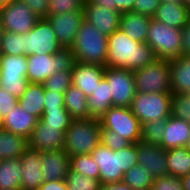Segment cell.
Returning <instances> with one entry per match:
<instances>
[{"label": "cell", "mask_w": 190, "mask_h": 190, "mask_svg": "<svg viewBox=\"0 0 190 190\" xmlns=\"http://www.w3.org/2000/svg\"><path fill=\"white\" fill-rule=\"evenodd\" d=\"M153 18L133 11L122 12L119 29L140 43H146L149 26Z\"/></svg>", "instance_id": "7402d4cb"}, {"label": "cell", "mask_w": 190, "mask_h": 190, "mask_svg": "<svg viewBox=\"0 0 190 190\" xmlns=\"http://www.w3.org/2000/svg\"><path fill=\"white\" fill-rule=\"evenodd\" d=\"M28 84L27 76H0V87L17 98L25 92Z\"/></svg>", "instance_id": "74e56055"}, {"label": "cell", "mask_w": 190, "mask_h": 190, "mask_svg": "<svg viewBox=\"0 0 190 190\" xmlns=\"http://www.w3.org/2000/svg\"><path fill=\"white\" fill-rule=\"evenodd\" d=\"M11 1H13V0H0V8L3 7V6H6Z\"/></svg>", "instance_id": "9f6ffc18"}, {"label": "cell", "mask_w": 190, "mask_h": 190, "mask_svg": "<svg viewBox=\"0 0 190 190\" xmlns=\"http://www.w3.org/2000/svg\"><path fill=\"white\" fill-rule=\"evenodd\" d=\"M169 175L183 177L190 173V150L188 147H178L166 150Z\"/></svg>", "instance_id": "f546056e"}, {"label": "cell", "mask_w": 190, "mask_h": 190, "mask_svg": "<svg viewBox=\"0 0 190 190\" xmlns=\"http://www.w3.org/2000/svg\"><path fill=\"white\" fill-rule=\"evenodd\" d=\"M84 20L95 26L106 36H110L120 27L121 13L106 8L103 5H90L88 2L82 6Z\"/></svg>", "instance_id": "2e32d148"}, {"label": "cell", "mask_w": 190, "mask_h": 190, "mask_svg": "<svg viewBox=\"0 0 190 190\" xmlns=\"http://www.w3.org/2000/svg\"><path fill=\"white\" fill-rule=\"evenodd\" d=\"M154 177L144 165L132 166L125 174L123 182L133 190H151Z\"/></svg>", "instance_id": "4dcf8cb0"}, {"label": "cell", "mask_w": 190, "mask_h": 190, "mask_svg": "<svg viewBox=\"0 0 190 190\" xmlns=\"http://www.w3.org/2000/svg\"><path fill=\"white\" fill-rule=\"evenodd\" d=\"M44 94L43 83H29L25 92L18 98V103L22 109L40 119L44 113Z\"/></svg>", "instance_id": "484cf974"}, {"label": "cell", "mask_w": 190, "mask_h": 190, "mask_svg": "<svg viewBox=\"0 0 190 190\" xmlns=\"http://www.w3.org/2000/svg\"><path fill=\"white\" fill-rule=\"evenodd\" d=\"M39 118L22 109L19 103L2 119L1 127L28 139L37 126Z\"/></svg>", "instance_id": "d6986e66"}, {"label": "cell", "mask_w": 190, "mask_h": 190, "mask_svg": "<svg viewBox=\"0 0 190 190\" xmlns=\"http://www.w3.org/2000/svg\"><path fill=\"white\" fill-rule=\"evenodd\" d=\"M160 2H170L174 4H185V0H160Z\"/></svg>", "instance_id": "11a10c76"}, {"label": "cell", "mask_w": 190, "mask_h": 190, "mask_svg": "<svg viewBox=\"0 0 190 190\" xmlns=\"http://www.w3.org/2000/svg\"><path fill=\"white\" fill-rule=\"evenodd\" d=\"M151 190H184L181 177L166 175L154 178Z\"/></svg>", "instance_id": "7bdbcfd3"}, {"label": "cell", "mask_w": 190, "mask_h": 190, "mask_svg": "<svg viewBox=\"0 0 190 190\" xmlns=\"http://www.w3.org/2000/svg\"><path fill=\"white\" fill-rule=\"evenodd\" d=\"M159 5L160 0H135L133 12L153 18Z\"/></svg>", "instance_id": "f6af8a7d"}, {"label": "cell", "mask_w": 190, "mask_h": 190, "mask_svg": "<svg viewBox=\"0 0 190 190\" xmlns=\"http://www.w3.org/2000/svg\"><path fill=\"white\" fill-rule=\"evenodd\" d=\"M190 140V124L172 115L166 119V126L160 146L165 150L186 147Z\"/></svg>", "instance_id": "44dd1931"}, {"label": "cell", "mask_w": 190, "mask_h": 190, "mask_svg": "<svg viewBox=\"0 0 190 190\" xmlns=\"http://www.w3.org/2000/svg\"><path fill=\"white\" fill-rule=\"evenodd\" d=\"M64 105L72 119L91 118L88 110V97L74 85H71L64 93Z\"/></svg>", "instance_id": "83f0119b"}, {"label": "cell", "mask_w": 190, "mask_h": 190, "mask_svg": "<svg viewBox=\"0 0 190 190\" xmlns=\"http://www.w3.org/2000/svg\"><path fill=\"white\" fill-rule=\"evenodd\" d=\"M136 90L143 93L171 92L169 60L157 59L133 71Z\"/></svg>", "instance_id": "ba28073f"}, {"label": "cell", "mask_w": 190, "mask_h": 190, "mask_svg": "<svg viewBox=\"0 0 190 190\" xmlns=\"http://www.w3.org/2000/svg\"><path fill=\"white\" fill-rule=\"evenodd\" d=\"M101 129L111 130L131 143L141 140L142 125L130 107L112 106L101 118Z\"/></svg>", "instance_id": "9c48e42d"}, {"label": "cell", "mask_w": 190, "mask_h": 190, "mask_svg": "<svg viewBox=\"0 0 190 190\" xmlns=\"http://www.w3.org/2000/svg\"><path fill=\"white\" fill-rule=\"evenodd\" d=\"M101 143L113 151L125 148L131 144L129 140L111 130L101 129Z\"/></svg>", "instance_id": "b9f144b4"}, {"label": "cell", "mask_w": 190, "mask_h": 190, "mask_svg": "<svg viewBox=\"0 0 190 190\" xmlns=\"http://www.w3.org/2000/svg\"><path fill=\"white\" fill-rule=\"evenodd\" d=\"M90 154L100 168L102 185L123 182L124 174L138 164L137 143L115 151L100 143Z\"/></svg>", "instance_id": "7a4b0ae2"}, {"label": "cell", "mask_w": 190, "mask_h": 190, "mask_svg": "<svg viewBox=\"0 0 190 190\" xmlns=\"http://www.w3.org/2000/svg\"><path fill=\"white\" fill-rule=\"evenodd\" d=\"M45 181L65 180L70 170V157L64 150L41 152Z\"/></svg>", "instance_id": "ffe728a7"}, {"label": "cell", "mask_w": 190, "mask_h": 190, "mask_svg": "<svg viewBox=\"0 0 190 190\" xmlns=\"http://www.w3.org/2000/svg\"><path fill=\"white\" fill-rule=\"evenodd\" d=\"M113 106L109 83L103 78L88 97V110L91 118H101Z\"/></svg>", "instance_id": "d4e9b609"}, {"label": "cell", "mask_w": 190, "mask_h": 190, "mask_svg": "<svg viewBox=\"0 0 190 190\" xmlns=\"http://www.w3.org/2000/svg\"><path fill=\"white\" fill-rule=\"evenodd\" d=\"M101 143L99 119H73L65 132L64 151L71 156L90 154Z\"/></svg>", "instance_id": "277c9868"}, {"label": "cell", "mask_w": 190, "mask_h": 190, "mask_svg": "<svg viewBox=\"0 0 190 190\" xmlns=\"http://www.w3.org/2000/svg\"><path fill=\"white\" fill-rule=\"evenodd\" d=\"M3 32H4V29H3V26L1 24V19H0V43H1Z\"/></svg>", "instance_id": "6f0895ef"}, {"label": "cell", "mask_w": 190, "mask_h": 190, "mask_svg": "<svg viewBox=\"0 0 190 190\" xmlns=\"http://www.w3.org/2000/svg\"><path fill=\"white\" fill-rule=\"evenodd\" d=\"M135 0H113V10L120 13L133 11Z\"/></svg>", "instance_id": "681fc988"}, {"label": "cell", "mask_w": 190, "mask_h": 190, "mask_svg": "<svg viewBox=\"0 0 190 190\" xmlns=\"http://www.w3.org/2000/svg\"><path fill=\"white\" fill-rule=\"evenodd\" d=\"M40 120L48 126L59 127L64 133L73 120L66 109L44 110Z\"/></svg>", "instance_id": "8d00e7d4"}, {"label": "cell", "mask_w": 190, "mask_h": 190, "mask_svg": "<svg viewBox=\"0 0 190 190\" xmlns=\"http://www.w3.org/2000/svg\"><path fill=\"white\" fill-rule=\"evenodd\" d=\"M25 55L55 54L62 46L46 18H41L34 28L24 33Z\"/></svg>", "instance_id": "8fae6325"}, {"label": "cell", "mask_w": 190, "mask_h": 190, "mask_svg": "<svg viewBox=\"0 0 190 190\" xmlns=\"http://www.w3.org/2000/svg\"><path fill=\"white\" fill-rule=\"evenodd\" d=\"M88 3L90 5H103L113 10V0H89Z\"/></svg>", "instance_id": "f5cc1de1"}, {"label": "cell", "mask_w": 190, "mask_h": 190, "mask_svg": "<svg viewBox=\"0 0 190 190\" xmlns=\"http://www.w3.org/2000/svg\"><path fill=\"white\" fill-rule=\"evenodd\" d=\"M137 161L154 177L169 175L166 150L158 144L137 143Z\"/></svg>", "instance_id": "e0dca14e"}, {"label": "cell", "mask_w": 190, "mask_h": 190, "mask_svg": "<svg viewBox=\"0 0 190 190\" xmlns=\"http://www.w3.org/2000/svg\"><path fill=\"white\" fill-rule=\"evenodd\" d=\"M104 78L109 83L113 106L130 107L137 92L133 71L106 66Z\"/></svg>", "instance_id": "30bf717a"}, {"label": "cell", "mask_w": 190, "mask_h": 190, "mask_svg": "<svg viewBox=\"0 0 190 190\" xmlns=\"http://www.w3.org/2000/svg\"><path fill=\"white\" fill-rule=\"evenodd\" d=\"M171 115L190 124V98L184 94H172Z\"/></svg>", "instance_id": "ab89813d"}, {"label": "cell", "mask_w": 190, "mask_h": 190, "mask_svg": "<svg viewBox=\"0 0 190 190\" xmlns=\"http://www.w3.org/2000/svg\"><path fill=\"white\" fill-rule=\"evenodd\" d=\"M100 190H133V189L124 182H118L114 184L101 185Z\"/></svg>", "instance_id": "816d5d0a"}, {"label": "cell", "mask_w": 190, "mask_h": 190, "mask_svg": "<svg viewBox=\"0 0 190 190\" xmlns=\"http://www.w3.org/2000/svg\"><path fill=\"white\" fill-rule=\"evenodd\" d=\"M38 190H68L65 180L45 181Z\"/></svg>", "instance_id": "f907efd6"}, {"label": "cell", "mask_w": 190, "mask_h": 190, "mask_svg": "<svg viewBox=\"0 0 190 190\" xmlns=\"http://www.w3.org/2000/svg\"><path fill=\"white\" fill-rule=\"evenodd\" d=\"M19 159L0 160V190H22Z\"/></svg>", "instance_id": "f1b7e54d"}, {"label": "cell", "mask_w": 190, "mask_h": 190, "mask_svg": "<svg viewBox=\"0 0 190 190\" xmlns=\"http://www.w3.org/2000/svg\"><path fill=\"white\" fill-rule=\"evenodd\" d=\"M65 133L59 127L48 126L40 119L28 140V147L39 152L64 149Z\"/></svg>", "instance_id": "9a60e30c"}, {"label": "cell", "mask_w": 190, "mask_h": 190, "mask_svg": "<svg viewBox=\"0 0 190 190\" xmlns=\"http://www.w3.org/2000/svg\"><path fill=\"white\" fill-rule=\"evenodd\" d=\"M24 2L31 8V11L39 18H46L48 15L49 0H18Z\"/></svg>", "instance_id": "7dc6e473"}, {"label": "cell", "mask_w": 190, "mask_h": 190, "mask_svg": "<svg viewBox=\"0 0 190 190\" xmlns=\"http://www.w3.org/2000/svg\"><path fill=\"white\" fill-rule=\"evenodd\" d=\"M170 86L172 94H184L190 91V57L181 55L169 61Z\"/></svg>", "instance_id": "cb8c5ba5"}, {"label": "cell", "mask_w": 190, "mask_h": 190, "mask_svg": "<svg viewBox=\"0 0 190 190\" xmlns=\"http://www.w3.org/2000/svg\"><path fill=\"white\" fill-rule=\"evenodd\" d=\"M70 169L76 173L99 180L100 168L91 154L71 156Z\"/></svg>", "instance_id": "d6a6232c"}, {"label": "cell", "mask_w": 190, "mask_h": 190, "mask_svg": "<svg viewBox=\"0 0 190 190\" xmlns=\"http://www.w3.org/2000/svg\"><path fill=\"white\" fill-rule=\"evenodd\" d=\"M165 126L166 119L153 120L143 124L140 142L160 145L162 142Z\"/></svg>", "instance_id": "e575fe53"}, {"label": "cell", "mask_w": 190, "mask_h": 190, "mask_svg": "<svg viewBox=\"0 0 190 190\" xmlns=\"http://www.w3.org/2000/svg\"><path fill=\"white\" fill-rule=\"evenodd\" d=\"M65 182L68 190H100V180L76 173L71 169L66 175Z\"/></svg>", "instance_id": "d590c367"}, {"label": "cell", "mask_w": 190, "mask_h": 190, "mask_svg": "<svg viewBox=\"0 0 190 190\" xmlns=\"http://www.w3.org/2000/svg\"><path fill=\"white\" fill-rule=\"evenodd\" d=\"M19 160L22 190H38L45 182L41 152L28 147Z\"/></svg>", "instance_id": "5bb4252c"}, {"label": "cell", "mask_w": 190, "mask_h": 190, "mask_svg": "<svg viewBox=\"0 0 190 190\" xmlns=\"http://www.w3.org/2000/svg\"><path fill=\"white\" fill-rule=\"evenodd\" d=\"M82 6L87 3L89 0H77Z\"/></svg>", "instance_id": "680465c9"}, {"label": "cell", "mask_w": 190, "mask_h": 190, "mask_svg": "<svg viewBox=\"0 0 190 190\" xmlns=\"http://www.w3.org/2000/svg\"><path fill=\"white\" fill-rule=\"evenodd\" d=\"M171 104V92H136L130 109L143 125L153 120L169 118L171 116Z\"/></svg>", "instance_id": "52a82bcc"}, {"label": "cell", "mask_w": 190, "mask_h": 190, "mask_svg": "<svg viewBox=\"0 0 190 190\" xmlns=\"http://www.w3.org/2000/svg\"><path fill=\"white\" fill-rule=\"evenodd\" d=\"M108 36L95 26L83 21L74 44L71 46L75 61L81 63L107 65Z\"/></svg>", "instance_id": "3957f363"}, {"label": "cell", "mask_w": 190, "mask_h": 190, "mask_svg": "<svg viewBox=\"0 0 190 190\" xmlns=\"http://www.w3.org/2000/svg\"><path fill=\"white\" fill-rule=\"evenodd\" d=\"M0 53L18 56L25 55L24 33L18 34L4 30L0 43Z\"/></svg>", "instance_id": "836d02e7"}, {"label": "cell", "mask_w": 190, "mask_h": 190, "mask_svg": "<svg viewBox=\"0 0 190 190\" xmlns=\"http://www.w3.org/2000/svg\"><path fill=\"white\" fill-rule=\"evenodd\" d=\"M28 148V140L0 127V160L19 159Z\"/></svg>", "instance_id": "4316f807"}, {"label": "cell", "mask_w": 190, "mask_h": 190, "mask_svg": "<svg viewBox=\"0 0 190 190\" xmlns=\"http://www.w3.org/2000/svg\"><path fill=\"white\" fill-rule=\"evenodd\" d=\"M75 57L71 48L62 47L55 54L27 56V79L29 83H44L58 71H71Z\"/></svg>", "instance_id": "5b68a950"}, {"label": "cell", "mask_w": 190, "mask_h": 190, "mask_svg": "<svg viewBox=\"0 0 190 190\" xmlns=\"http://www.w3.org/2000/svg\"><path fill=\"white\" fill-rule=\"evenodd\" d=\"M71 85V71H58L43 83L46 90H54L55 92L61 93H65Z\"/></svg>", "instance_id": "f35d334b"}, {"label": "cell", "mask_w": 190, "mask_h": 190, "mask_svg": "<svg viewBox=\"0 0 190 190\" xmlns=\"http://www.w3.org/2000/svg\"><path fill=\"white\" fill-rule=\"evenodd\" d=\"M0 76H27V56L1 54Z\"/></svg>", "instance_id": "1f68e13d"}, {"label": "cell", "mask_w": 190, "mask_h": 190, "mask_svg": "<svg viewBox=\"0 0 190 190\" xmlns=\"http://www.w3.org/2000/svg\"><path fill=\"white\" fill-rule=\"evenodd\" d=\"M146 43L158 59L172 60L182 55V30L151 20Z\"/></svg>", "instance_id": "8992f818"}, {"label": "cell", "mask_w": 190, "mask_h": 190, "mask_svg": "<svg viewBox=\"0 0 190 190\" xmlns=\"http://www.w3.org/2000/svg\"><path fill=\"white\" fill-rule=\"evenodd\" d=\"M183 182L184 190H190V173L188 175H185L181 177Z\"/></svg>", "instance_id": "db71d44e"}, {"label": "cell", "mask_w": 190, "mask_h": 190, "mask_svg": "<svg viewBox=\"0 0 190 190\" xmlns=\"http://www.w3.org/2000/svg\"><path fill=\"white\" fill-rule=\"evenodd\" d=\"M153 19L170 27L182 29L190 20V9L185 4L160 2Z\"/></svg>", "instance_id": "603a6c76"}, {"label": "cell", "mask_w": 190, "mask_h": 190, "mask_svg": "<svg viewBox=\"0 0 190 190\" xmlns=\"http://www.w3.org/2000/svg\"><path fill=\"white\" fill-rule=\"evenodd\" d=\"M185 5L190 9V0H185Z\"/></svg>", "instance_id": "91938a15"}, {"label": "cell", "mask_w": 190, "mask_h": 190, "mask_svg": "<svg viewBox=\"0 0 190 190\" xmlns=\"http://www.w3.org/2000/svg\"><path fill=\"white\" fill-rule=\"evenodd\" d=\"M3 29L12 33H28L41 19L24 2L13 0L0 8Z\"/></svg>", "instance_id": "7c38bea8"}, {"label": "cell", "mask_w": 190, "mask_h": 190, "mask_svg": "<svg viewBox=\"0 0 190 190\" xmlns=\"http://www.w3.org/2000/svg\"><path fill=\"white\" fill-rule=\"evenodd\" d=\"M104 72L105 67L102 65L75 61L71 70L72 85L90 97L98 83L104 78Z\"/></svg>", "instance_id": "ac0fdd59"}, {"label": "cell", "mask_w": 190, "mask_h": 190, "mask_svg": "<svg viewBox=\"0 0 190 190\" xmlns=\"http://www.w3.org/2000/svg\"><path fill=\"white\" fill-rule=\"evenodd\" d=\"M81 9L82 5L77 0H49L48 15H60Z\"/></svg>", "instance_id": "60d3db41"}, {"label": "cell", "mask_w": 190, "mask_h": 190, "mask_svg": "<svg viewBox=\"0 0 190 190\" xmlns=\"http://www.w3.org/2000/svg\"><path fill=\"white\" fill-rule=\"evenodd\" d=\"M46 19L54 29L58 43L64 48H71L84 21V11L81 9L60 15H47Z\"/></svg>", "instance_id": "4fadbf2b"}, {"label": "cell", "mask_w": 190, "mask_h": 190, "mask_svg": "<svg viewBox=\"0 0 190 190\" xmlns=\"http://www.w3.org/2000/svg\"><path fill=\"white\" fill-rule=\"evenodd\" d=\"M182 30V55L190 57V20Z\"/></svg>", "instance_id": "c3c4849f"}, {"label": "cell", "mask_w": 190, "mask_h": 190, "mask_svg": "<svg viewBox=\"0 0 190 190\" xmlns=\"http://www.w3.org/2000/svg\"><path fill=\"white\" fill-rule=\"evenodd\" d=\"M44 110L65 109L64 93L45 89Z\"/></svg>", "instance_id": "ee69618b"}, {"label": "cell", "mask_w": 190, "mask_h": 190, "mask_svg": "<svg viewBox=\"0 0 190 190\" xmlns=\"http://www.w3.org/2000/svg\"><path fill=\"white\" fill-rule=\"evenodd\" d=\"M187 147H188V149L190 150V140H189V143H188V146H187Z\"/></svg>", "instance_id": "94428289"}, {"label": "cell", "mask_w": 190, "mask_h": 190, "mask_svg": "<svg viewBox=\"0 0 190 190\" xmlns=\"http://www.w3.org/2000/svg\"><path fill=\"white\" fill-rule=\"evenodd\" d=\"M18 103V98L10 95L0 87V117L1 120L11 111Z\"/></svg>", "instance_id": "bcb514c9"}, {"label": "cell", "mask_w": 190, "mask_h": 190, "mask_svg": "<svg viewBox=\"0 0 190 190\" xmlns=\"http://www.w3.org/2000/svg\"><path fill=\"white\" fill-rule=\"evenodd\" d=\"M107 65L134 71L155 62L158 57L147 43H140L118 29L108 36Z\"/></svg>", "instance_id": "6da1fadb"}]
</instances>
